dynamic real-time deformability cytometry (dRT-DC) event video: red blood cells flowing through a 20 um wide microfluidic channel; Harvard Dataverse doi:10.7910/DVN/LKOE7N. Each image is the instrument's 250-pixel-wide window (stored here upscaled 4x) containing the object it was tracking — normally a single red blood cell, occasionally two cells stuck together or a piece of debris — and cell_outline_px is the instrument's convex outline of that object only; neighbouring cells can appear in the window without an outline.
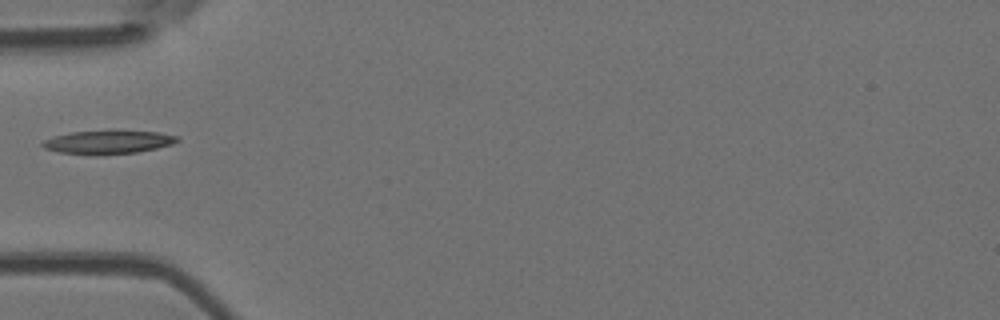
{"species": "Egyptian fruit bat (a non-hibernating species)", "species_latin": "Rousettus aegyptiacus", "temperature_condition": "room temperature", "stored_images_in_passage": 2, "camera_frame_rate_fps": 3000, "um_per_image_px": 0.085, "animal": {"sex": "female"}, "frame": {"image": 1, "passage_image": 1, "time_ms": 0.0, "image_size_px": [1000, 320], "cell_outline_px": [[180, 140], [172, 144], [156, 148], [136, 152], [96, 156], [60, 152], [44, 148], [40, 144], [44, 140], [56, 136], [72, 132], [112, 128], [156, 132], [180, 136]], "centroid_in_image_um": [9.21, 12.05], "position_along_channel_um": 75.8, "area_um2": 19.19}}
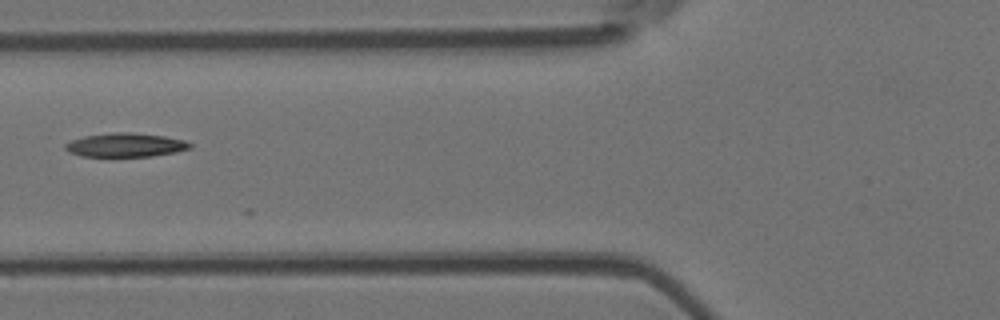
{"frame": {"image": 2, "passage_image": 2, "time_ms": 1.0, "image_size_px": [1000, 320], "cell_outline_px": [[192, 148], [176, 152], [152, 156], [80, 156], [68, 152], [64, 148], [64, 144], [72, 140], [84, 136], [116, 132], [132, 132], [164, 136], [184, 140], [192, 144]], "centroid_in_image_um": [10.67, 12.32], "position_along_channel_um": 115.1, "area_um2": 17.34}}